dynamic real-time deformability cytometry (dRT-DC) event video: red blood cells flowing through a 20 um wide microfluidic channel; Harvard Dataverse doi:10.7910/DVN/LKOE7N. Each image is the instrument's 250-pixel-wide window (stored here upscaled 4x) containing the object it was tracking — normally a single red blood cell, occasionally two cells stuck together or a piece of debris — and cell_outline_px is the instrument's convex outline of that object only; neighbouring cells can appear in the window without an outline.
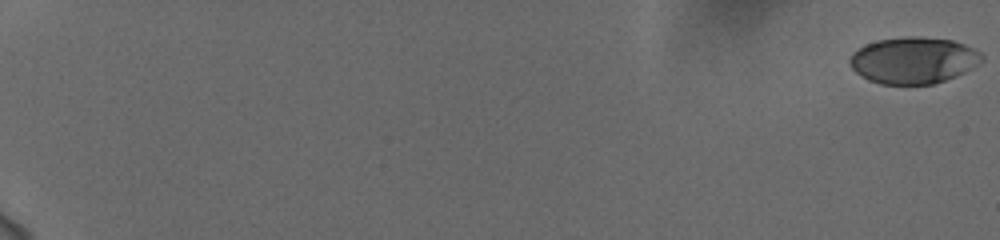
{"species": "human", "species_latin": "Homo sapiens", "temperature_condition": "cold", "stored_images_in_passage": 59, "camera_frame_rate_fps": 3000, "um_per_image_px": 0.085, "donor": {"sex": "female"}, "frame": {"image": 1, "passage_image": 1, "time_ms": 0.0, "image_size_px": [1000, 240], "cell_outline_px": [[984, 60], [964, 72], [956, 76], [932, 84], [880, 84], [868, 80], [856, 72], [852, 68], [848, 60], [852, 52], [864, 44], [876, 40], [904, 36], [920, 36], [952, 40], [964, 44], [980, 52], [984, 56]], "centroid_in_image_um": [77.62, 5.11], "position_along_channel_um": 7.4, "area_um2": 36.01}}
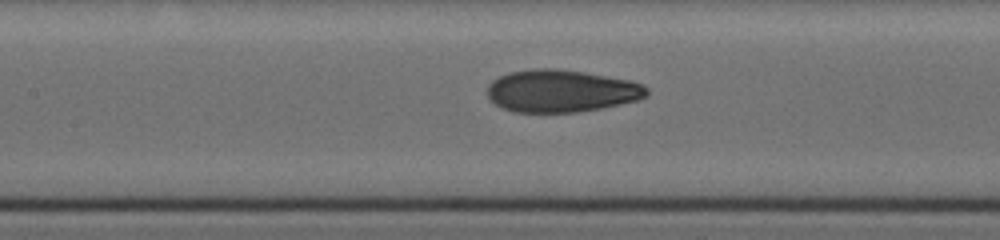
{"frame": {"image": 2, "passage_image": 32, "time_ms": 10.333, "image_size_px": [1000, 240], "cell_outline_px": [[648, 96], [636, 100], [620, 104], [600, 108], [576, 112], [512, 112], [496, 104], [488, 96], [488, 84], [492, 80], [508, 72], [532, 68], [556, 68], [584, 72], [628, 80], [644, 84], [648, 88]], "centroid_in_image_um": [47.7, 7.72], "position_along_channel_um": 159.7, "area_um2": 39.36}}
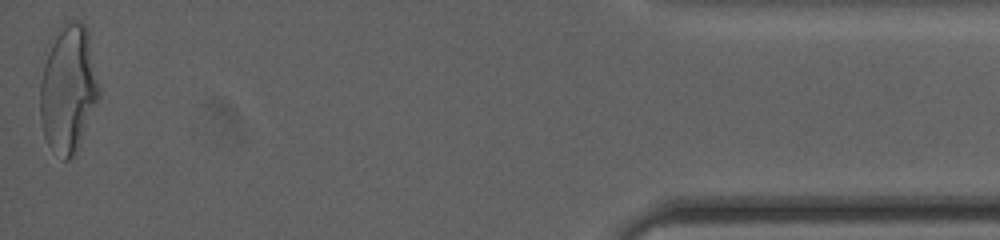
{"frame": {"image": 3, "passage_image": 59, "time_ms": 19.333, "image_size_px": [1000, 240], "cell_outline_px": [[100, 96], [80, 144], [76, 152], [68, 160], [64, 160], [48, 144], [44, 136], [40, 120], [40, 80], [48, 40], [56, 28], [64, 20], [80, 20], [88, 28], [100, 92]], "centroid_in_image_um": [5.78, 7.45], "position_along_channel_um": 429.4, "area_um2": 44.85}, "authors_computed_cell_mechanics": {"area_um2": 38.6682, "velocity_mm_per_s": 3.738, "shape_relaxation_time_tau1_ms": 5.5666, "shape_relaxation_time_tau2_ms": 1.1108, "deformation_change_tau1": 0.1874, "deformation_change_tau2": 0.0665}}